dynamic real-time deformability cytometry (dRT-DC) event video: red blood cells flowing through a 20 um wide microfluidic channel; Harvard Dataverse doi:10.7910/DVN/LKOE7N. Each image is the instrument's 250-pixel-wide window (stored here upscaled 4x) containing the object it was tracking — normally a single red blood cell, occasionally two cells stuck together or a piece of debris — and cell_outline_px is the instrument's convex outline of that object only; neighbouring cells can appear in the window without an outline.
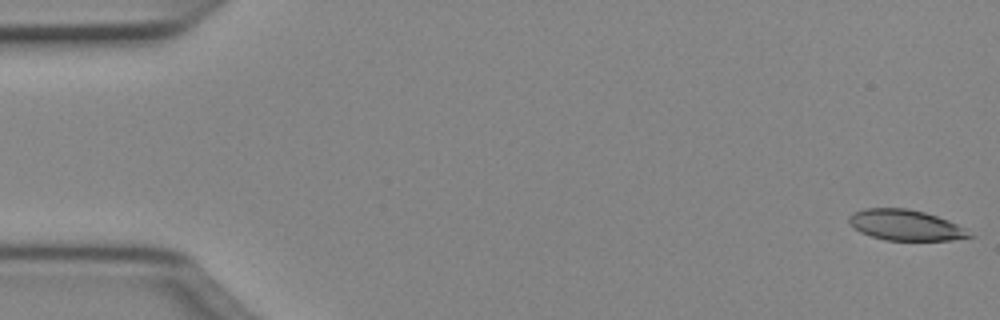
{"species": "Egyptian fruit bat (a non-hibernating species)", "species_latin": "Rousettus aegyptiacus", "temperature_condition": "cold", "stored_images_in_passage": 50, "camera_frame_rate_fps": 3000, "um_per_image_px": 0.085, "animal": {"sex": "female"}, "frame": {"image": 1, "passage_image": 1, "time_ms": 0.0, "image_size_px": [1000, 320], "cell_outline_px": [[976, 236], [952, 240], [884, 240], [860, 232], [848, 224], [848, 216], [852, 212], [864, 208], [908, 208], [924, 212], [948, 220], [964, 228]], "centroid_in_image_um": [76.93, 19.13], "position_along_channel_um": 8.1, "area_um2": 21.62}}
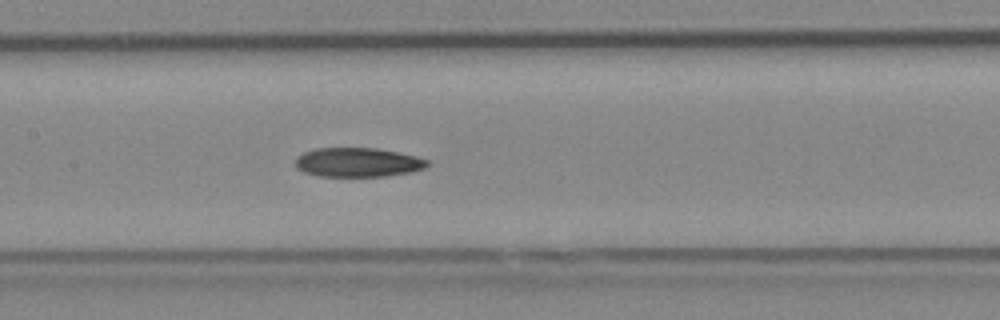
{"frame": {"image": 2, "passage_image": 24, "time_ms": 7.667, "image_size_px": [1000, 320], "cell_outline_px": [[428, 164], [424, 168], [412, 172], [388, 176], [316, 176], [304, 172], [296, 168], [296, 156], [304, 152], [316, 148], [376, 148], [400, 152], [416, 156], [428, 160]], "centroid_in_image_um": [30.41, 13.8], "position_along_channel_um": 177.0, "area_um2": 22.6}}
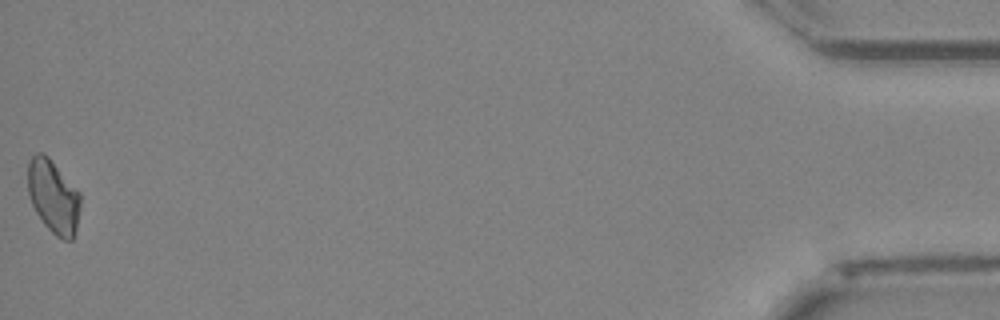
{"frame": {"image": 3, "passage_image": 50, "time_ms": 16.333, "image_size_px": [1000, 320], "cell_outline_px": [[80, 208], [76, 228], [72, 240], [64, 240], [56, 236], [44, 224], [36, 212], [32, 204], [28, 192], [28, 160], [36, 152], [44, 152], [48, 156], [80, 192]], "centroid_in_image_um": [4.53, 16.68], "position_along_channel_um": 430.7, "area_um2": 22.48}}